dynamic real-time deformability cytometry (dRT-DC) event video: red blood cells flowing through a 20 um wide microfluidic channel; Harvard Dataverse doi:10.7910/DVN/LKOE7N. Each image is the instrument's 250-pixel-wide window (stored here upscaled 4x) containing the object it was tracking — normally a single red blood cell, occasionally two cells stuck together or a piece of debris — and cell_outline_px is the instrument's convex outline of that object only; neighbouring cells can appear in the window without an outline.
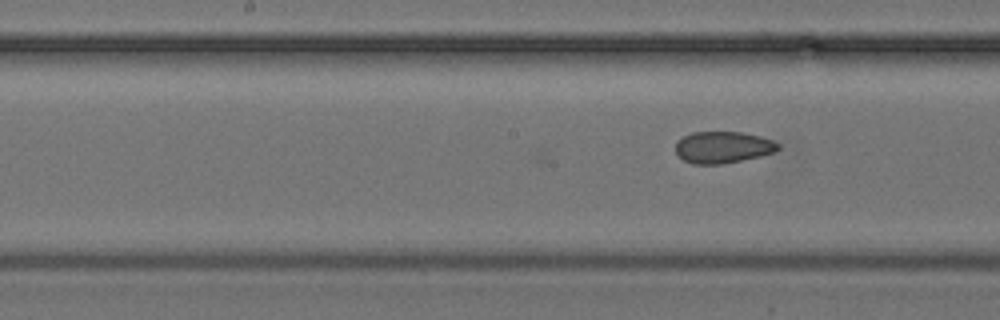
{"species": "common noctule bat (a hibernating species)", "species_latin": "Nyctalus noctula", "temperature_condition": "cold", "stored_images_in_passage": 16, "camera_frame_rate_fps": 3000, "um_per_image_px": 0.085, "animal": {"sex": "female", "body_mass_g": 24.6, "forearm_length_mm": 56.2}, "frame": {"image": 1, "passage_image": 16, "time_ms": 5.0, "image_size_px": [1000, 320], "cell_outline_px": [[780, 148], [776, 152], [760, 156], [720, 164], [692, 164], [684, 160], [676, 152], [676, 140], [692, 132], [744, 132], [760, 136], [772, 140], [780, 144]], "centroid_in_image_um": [61.46, 12.51], "position_along_channel_um": 186.7, "area_um2": 18.96}}